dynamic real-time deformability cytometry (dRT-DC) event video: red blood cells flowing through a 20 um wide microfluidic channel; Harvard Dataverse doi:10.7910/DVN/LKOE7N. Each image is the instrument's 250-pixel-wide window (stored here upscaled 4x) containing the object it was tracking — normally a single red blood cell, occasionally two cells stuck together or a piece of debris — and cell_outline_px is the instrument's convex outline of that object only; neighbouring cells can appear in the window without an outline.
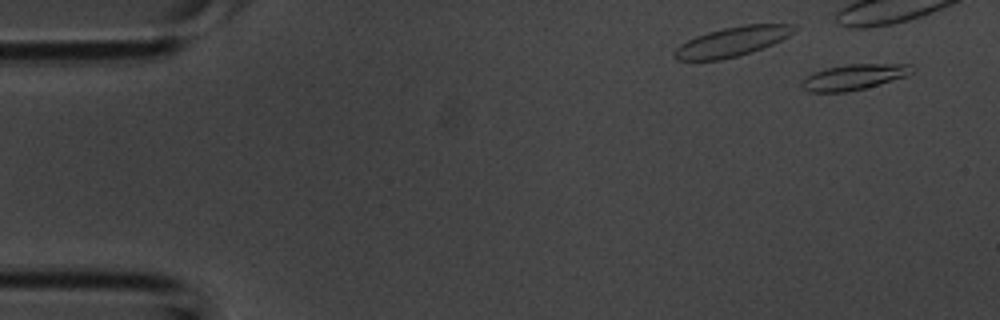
{"species": "common noctule bat (a hibernating species)", "species_latin": "Nyctalus noctula", "temperature_condition": "room temperature", "stored_images_in_passage": 13, "camera_frame_rate_fps": 3000, "um_per_image_px": 0.085, "animal": {"sex": "male", "body_mass_g": 20.1, "forearm_length_mm": 53.5}, "frame": {"image": 1, "passage_image": 3, "time_ms": 0.667, "image_size_px": [1000, 320], "cell_outline_px": [[916, 68], [912, 72], [904, 76], [880, 84], [848, 92], [808, 92], [800, 84], [800, 80], [812, 72], [824, 68], [848, 64], [912, 64]], "centroid_in_image_um": [72.53, 6.54], "position_along_channel_um": 12.5, "area_um2": 16.59}}